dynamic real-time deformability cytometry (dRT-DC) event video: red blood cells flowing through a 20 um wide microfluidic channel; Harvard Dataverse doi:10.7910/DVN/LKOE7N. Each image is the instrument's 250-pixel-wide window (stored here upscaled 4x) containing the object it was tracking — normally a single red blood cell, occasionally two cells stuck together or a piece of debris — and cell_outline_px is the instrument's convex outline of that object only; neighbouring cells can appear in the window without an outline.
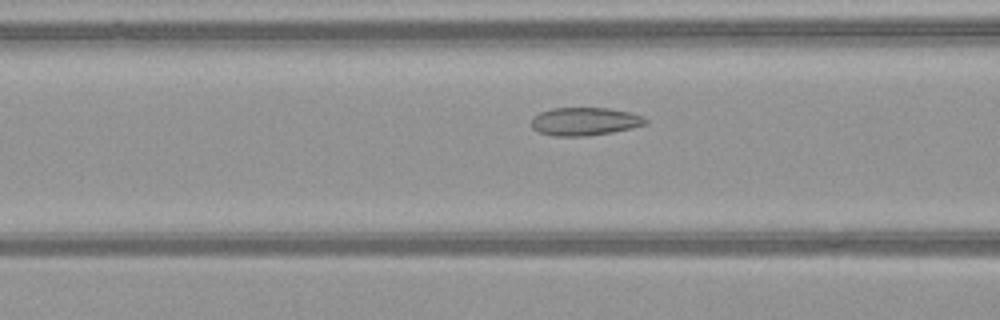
{"species": "common noctule bat (a hibernating species)", "species_latin": "Nyctalus noctula", "temperature_condition": "warm", "stored_images_in_passage": 45, "camera_frame_rate_fps": 3000, "um_per_image_px": 0.085, "animal": {"sex": "female", "body_mass_g": 21.9}, "frame": {"image": 1, "passage_image": 16, "time_ms": 5.0, "image_size_px": [1000, 320], "cell_outline_px": [[648, 124], [632, 128], [612, 132], [584, 136], [552, 136], [540, 132], [532, 128], [532, 116], [540, 112], [552, 108], [608, 108], [632, 112], [644, 116], [648, 120]], "centroid_in_image_um": [49.74, 10.31], "position_along_channel_um": 116.9, "area_um2": 18.84}}
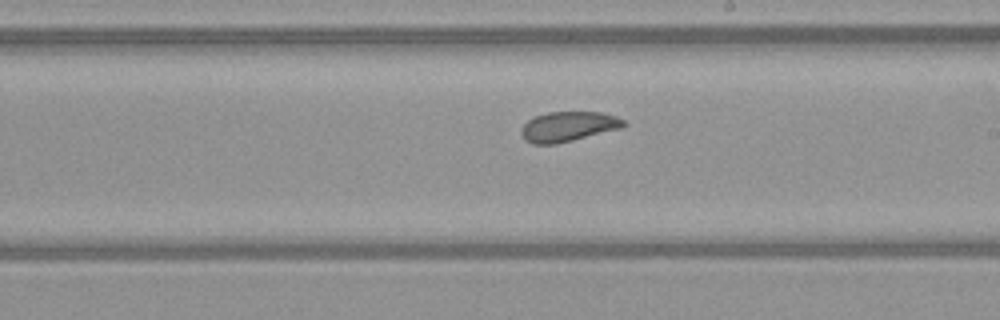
{"frame": {"image": 2, "passage_image": 25, "time_ms": 8.0, "image_size_px": [1000, 320], "cell_outline_px": [[628, 124], [624, 128], [556, 144], [532, 144], [524, 140], [520, 132], [520, 128], [528, 120], [536, 116], [548, 112], [604, 112], [616, 116], [624, 120]], "centroid_in_image_um": [48.33, 10.76], "position_along_channel_um": 240.7, "area_um2": 18.15}}
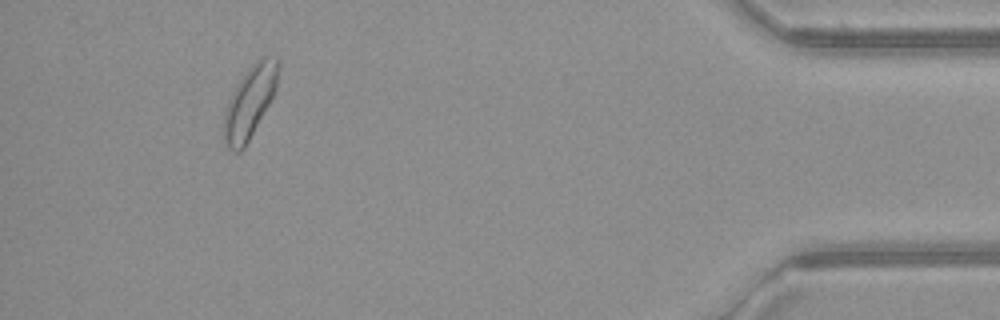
{"frame": {"image": 3, "passage_image": 42, "time_ms": 13.667, "image_size_px": [1000, 320], "cell_outline_px": [[280, 60], [276, 88], [268, 104], [244, 148], [240, 152], [232, 152], [224, 144], [224, 112], [228, 100], [236, 84], [248, 68], [260, 56], [276, 56]], "centroid_in_image_um": [21.22, 8.63], "position_along_channel_um": 414.0, "area_um2": 22.72}, "authors_computed_cell_mechanics": {"area_um2": 19.4786, "velocity_mm_per_s": 4.121, "shape_relaxation_time_tau1_ms": 8.8728, "shape_relaxation_time_tau2_ms": null, "deformation_change_tau1": 0.1585, "deformation_change_tau2": null}}